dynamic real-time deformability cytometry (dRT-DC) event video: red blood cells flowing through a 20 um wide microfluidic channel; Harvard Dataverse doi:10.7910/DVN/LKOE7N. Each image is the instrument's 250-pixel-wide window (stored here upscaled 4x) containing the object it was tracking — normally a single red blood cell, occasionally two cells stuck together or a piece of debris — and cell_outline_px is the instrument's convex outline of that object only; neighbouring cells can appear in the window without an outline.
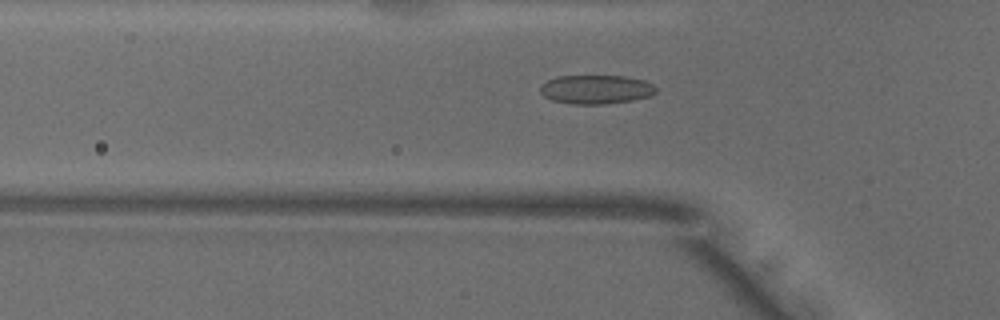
{"species": "common noctule bat (a hibernating species)", "species_latin": "Nyctalus noctula", "temperature_condition": "warm", "stored_images_in_passage": 51, "camera_frame_rate_fps": 3000, "um_per_image_px": 0.085, "animal": {"sex": "male", "body_mass_g": 18.8}, "frame": {"image": 1, "passage_image": 16, "time_ms": 5.0, "image_size_px": [1000, 320], "cell_outline_px": [[656, 92], [652, 96], [632, 100], [604, 104], [568, 104], [552, 100], [544, 96], [540, 92], [540, 84], [556, 76], [624, 76], [644, 80], [652, 84], [656, 88]], "centroid_in_image_um": [50.64, 7.6], "position_along_channel_um": 75.2, "area_um2": 19.65}}
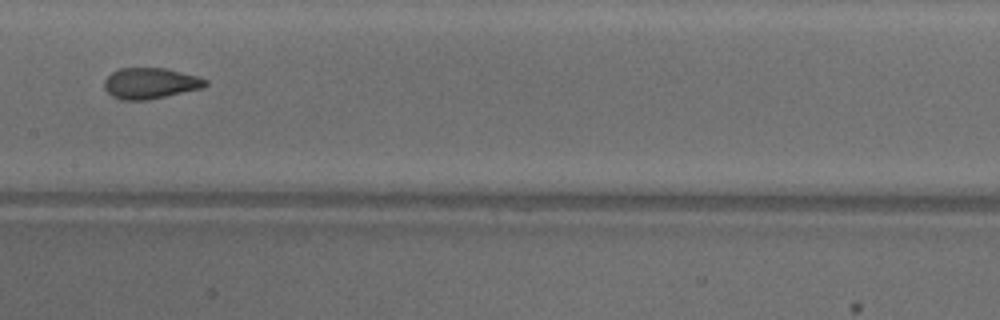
{"frame": {"image": 2, "passage_image": 25, "time_ms": 8.0, "image_size_px": [1000, 320], "cell_outline_px": [[208, 84], [200, 88], [148, 100], [120, 100], [112, 96], [104, 88], [104, 80], [112, 72], [120, 68], [164, 68], [196, 76], [208, 80]], "centroid_in_image_um": [12.73, 7.08], "position_along_channel_um": 194.7, "area_um2": 18.03}}
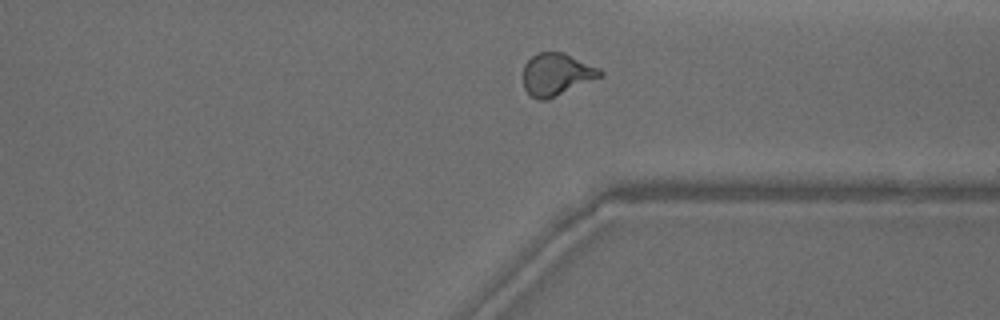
{"frame": {"image": 3, "passage_image": 38, "time_ms": 12.333, "image_size_px": [1000, 320], "cell_outline_px": [[604, 72], [600, 76], [544, 100], [536, 100], [524, 88], [524, 64], [536, 52], [564, 52], [600, 68]], "centroid_in_image_um": [47.27, 6.28], "position_along_channel_um": 364.1, "area_um2": 18.5}, "authors_computed_cell_mechanics": {"area_um2": 18.9006, "velocity_mm_per_s": 3.9337, "shape_relaxation_time_tau1_ms": 6.0658, "shape_relaxation_time_tau2_ms": 1.1051, "deformation_change_tau1": 0.1666, "deformation_change_tau2": 0.0623}}